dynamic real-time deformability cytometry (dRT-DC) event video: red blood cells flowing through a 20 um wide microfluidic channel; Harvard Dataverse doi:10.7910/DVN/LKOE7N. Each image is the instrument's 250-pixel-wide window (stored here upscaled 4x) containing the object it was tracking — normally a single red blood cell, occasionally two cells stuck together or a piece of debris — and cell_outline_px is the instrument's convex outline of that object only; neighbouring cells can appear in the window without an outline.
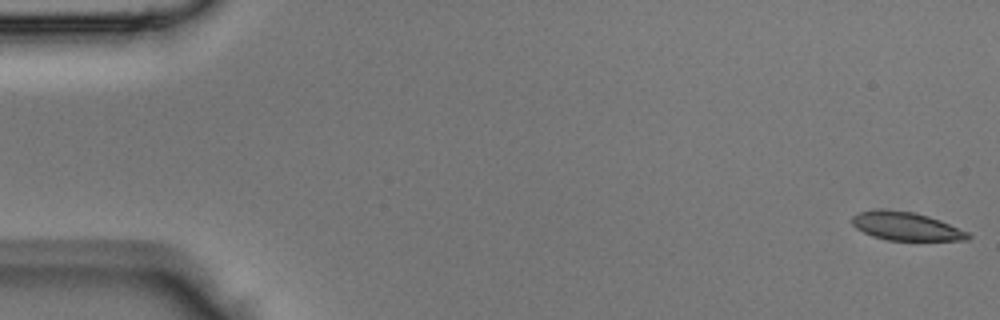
{"species": "Egyptian fruit bat (a non-hibernating species)", "species_latin": "Rousettus aegyptiacus", "temperature_condition": "room temperature", "stored_images_in_passage": 43, "camera_frame_rate_fps": 3000, "um_per_image_px": 0.085, "animal": {"sex": "male"}, "frame": {"image": 1, "passage_image": 1, "time_ms": 0.0, "image_size_px": [1000, 320], "cell_outline_px": [[972, 236], [968, 240], [888, 240], [872, 236], [856, 228], [852, 224], [852, 216], [860, 212], [912, 212], [928, 216], [940, 220], [968, 232]], "centroid_in_image_um": [77.08, 19.28], "position_along_channel_um": 7.9, "area_um2": 18.32}}
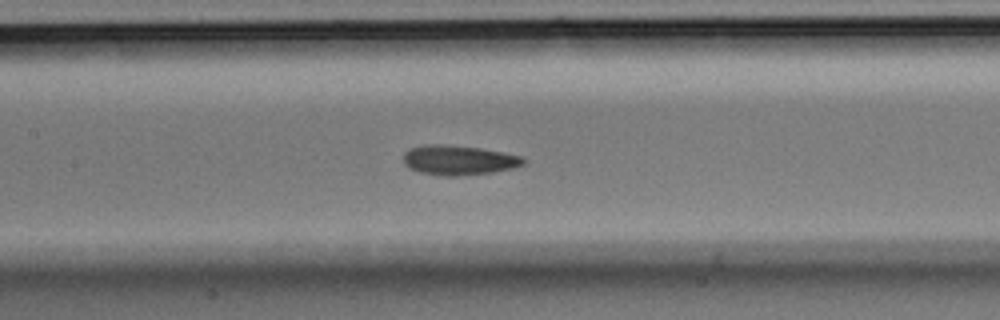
{"frame": {"image": 2, "passage_image": 20, "time_ms": 6.333, "image_size_px": [1000, 320], "cell_outline_px": [[528, 160], [524, 164], [512, 168], [492, 172], [456, 176], [448, 176], [420, 172], [408, 168], [404, 164], [404, 152], [408, 148], [424, 144], [448, 144], [480, 148], [524, 156]], "centroid_in_image_um": [38.99, 13.59], "position_along_channel_um": 168.4, "area_um2": 20.98}}
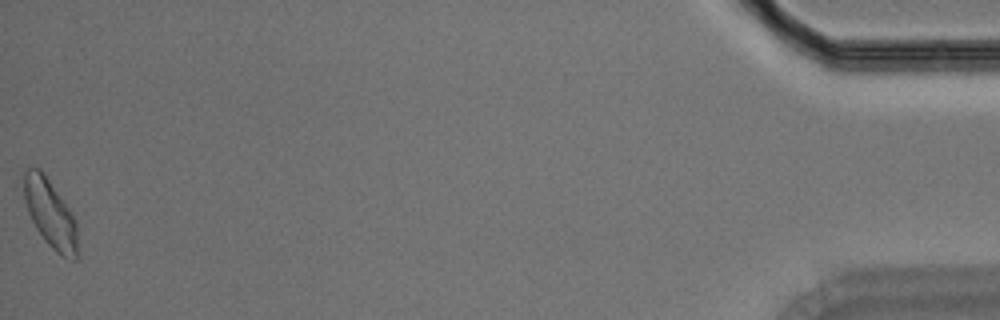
{"frame": {"image": 3, "passage_image": 43, "time_ms": 14.0, "image_size_px": [1000, 320], "cell_outline_px": [[80, 256], [76, 260], [72, 260], [56, 252], [44, 240], [36, 228], [28, 212], [24, 200], [24, 172], [28, 168], [40, 168], [44, 172], [76, 220]], "centroid_in_image_um": [4.31, 18.2], "position_along_channel_um": 430.9, "area_um2": 21.5}}